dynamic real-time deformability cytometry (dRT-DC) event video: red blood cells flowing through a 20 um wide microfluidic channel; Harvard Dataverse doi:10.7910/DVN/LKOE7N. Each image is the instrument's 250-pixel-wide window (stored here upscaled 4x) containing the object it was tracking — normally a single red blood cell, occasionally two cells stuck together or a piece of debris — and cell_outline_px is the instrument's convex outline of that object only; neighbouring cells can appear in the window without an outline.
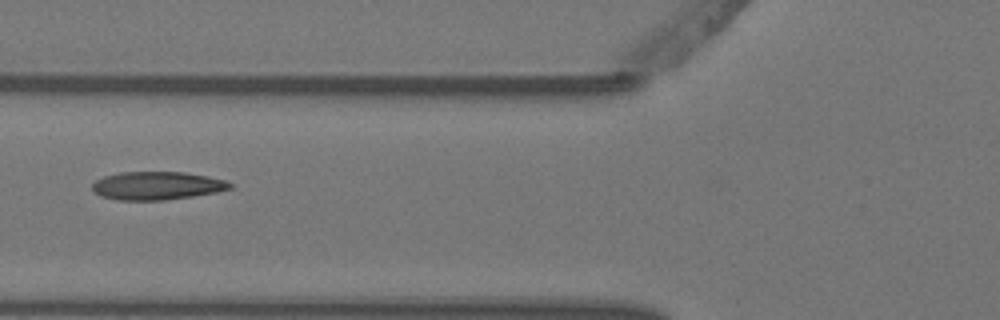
{"species": "Egyptian fruit bat (a non-hibernating species)", "species_latin": "Rousettus aegyptiacus", "temperature_condition": "warm", "stored_images_in_passage": 8, "camera_frame_rate_fps": 3000, "um_per_image_px": 0.085, "animal": {"sex": "female"}, "frame": {"image": 1, "passage_image": 5, "time_ms": 1.333, "image_size_px": [1000, 320], "cell_outline_px": [[236, 184], [232, 188], [216, 192], [192, 196], [164, 200], [116, 200], [100, 196], [92, 188], [92, 184], [96, 180], [104, 176], [120, 172], [184, 172], [208, 176], [224, 180]], "centroid_in_image_um": [13.36, 15.78], "position_along_channel_um": 112.4, "area_um2": 22.66}}
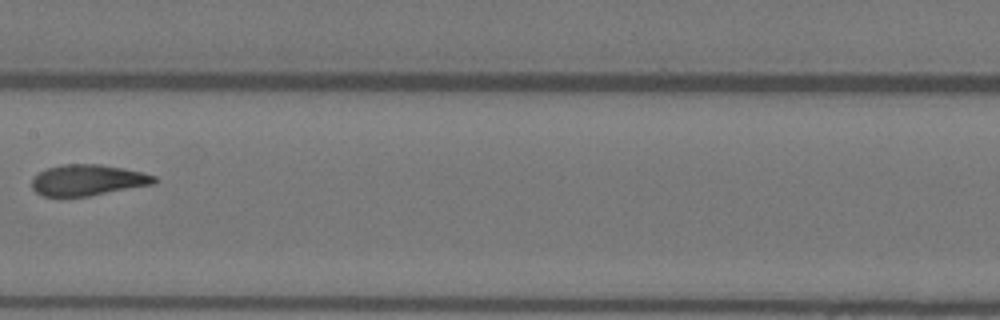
{"frame": {"image": 2, "passage_image": 7, "time_ms": 2.0, "image_size_px": [1000, 320], "cell_outline_px": [[156, 180], [152, 184], [88, 196], [44, 196], [36, 192], [32, 188], [32, 180], [40, 172], [48, 168], [60, 164], [100, 164], [124, 168], [156, 176]], "centroid_in_image_um": [7.44, 15.3], "position_along_channel_um": 200.0, "area_um2": 21.79}}
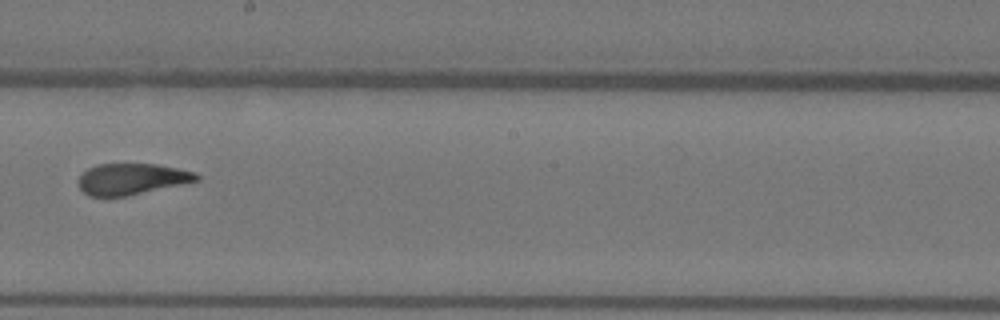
{"frame": {"image": 3, "passage_image": 8, "time_ms": 2.333, "image_size_px": [1000, 320], "cell_outline_px": [[200, 180], [128, 196], [88, 196], [80, 188], [76, 180], [88, 168], [96, 164], [156, 164], [196, 172], [200, 176]], "centroid_in_image_um": [11.18, 15.21], "position_along_channel_um": 237.0, "area_um2": 21.5}}